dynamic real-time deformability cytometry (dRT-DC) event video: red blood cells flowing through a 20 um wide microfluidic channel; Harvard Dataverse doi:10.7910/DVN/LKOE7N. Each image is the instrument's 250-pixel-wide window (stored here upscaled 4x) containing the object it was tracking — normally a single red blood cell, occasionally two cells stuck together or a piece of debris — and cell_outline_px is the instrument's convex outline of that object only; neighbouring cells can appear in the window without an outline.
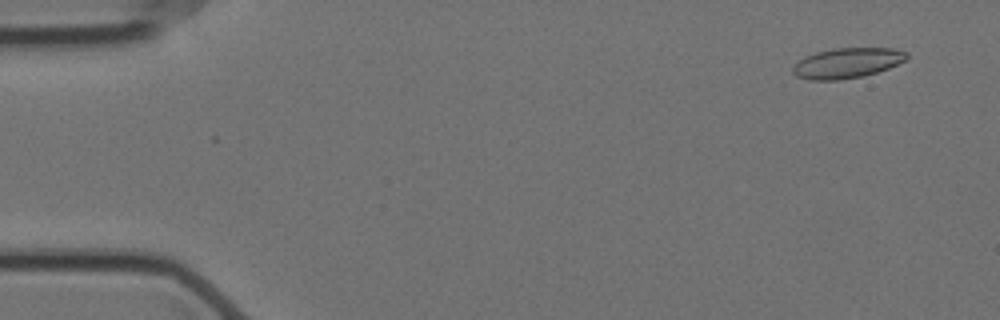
{"species": "Egyptian fruit bat (a non-hibernating species)", "species_latin": "Rousettus aegyptiacus", "temperature_condition": "cold", "stored_images_in_passage": 58, "camera_frame_rate_fps": 3000, "um_per_image_px": 0.085, "animal": {"sex": "female"}, "frame": {"image": 1, "passage_image": 4, "time_ms": 1.0, "image_size_px": [1000, 320], "cell_outline_px": [[908, 60], [888, 68], [864, 76], [836, 80], [808, 80], [796, 76], [792, 72], [792, 68], [804, 56], [816, 52], [832, 48], [892, 48], [908, 52]], "centroid_in_image_um": [72.02, 5.35], "position_along_channel_um": 13.0, "area_um2": 20.17}}
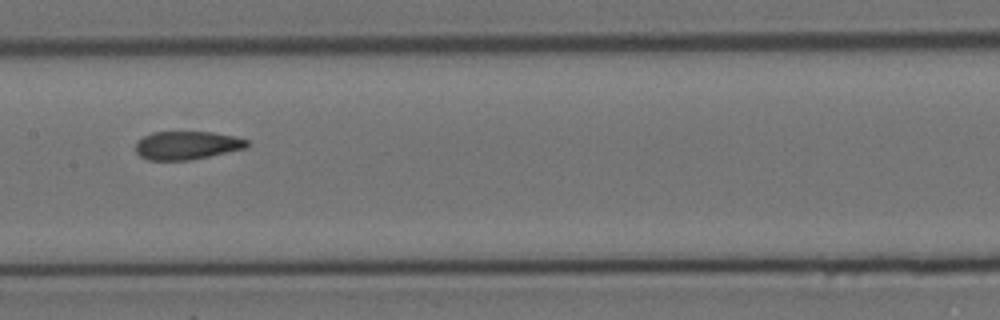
{"frame": {"image": 2, "passage_image": 29, "time_ms": 9.333, "image_size_px": [1000, 320], "cell_outline_px": [[248, 148], [188, 160], [148, 160], [140, 156], [136, 152], [136, 140], [152, 132], [212, 132], [236, 136], [248, 140]], "centroid_in_image_um": [15.89, 12.35], "position_along_channel_um": 191.5, "area_um2": 18.44}}
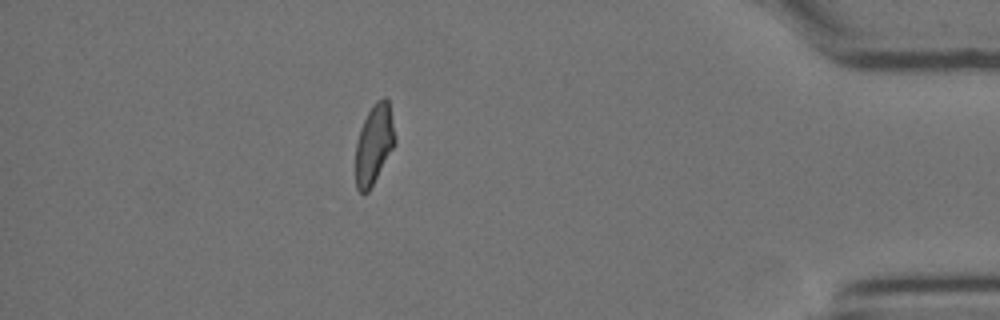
{"frame": {"image": 3, "passage_image": 51, "time_ms": 16.667, "image_size_px": [1000, 320], "cell_outline_px": [[396, 144], [368, 192], [360, 192], [356, 188], [356, 144], [360, 128], [372, 104], [376, 100], [384, 96], [388, 100], [396, 140]], "centroid_in_image_um": [31.8, 12.24], "position_along_channel_um": 403.4, "area_um2": 18.21}, "authors_computed_cell_mechanics": {"area_um2": 19.5075, "velocity_mm_per_s": 3.5038, "shape_relaxation_time_tau1_ms": 10.5789, "shape_relaxation_time_tau2_ms": 2.2885, "deformation_change_tau1": 0.2201, "deformation_change_tau2": 0.0933}}